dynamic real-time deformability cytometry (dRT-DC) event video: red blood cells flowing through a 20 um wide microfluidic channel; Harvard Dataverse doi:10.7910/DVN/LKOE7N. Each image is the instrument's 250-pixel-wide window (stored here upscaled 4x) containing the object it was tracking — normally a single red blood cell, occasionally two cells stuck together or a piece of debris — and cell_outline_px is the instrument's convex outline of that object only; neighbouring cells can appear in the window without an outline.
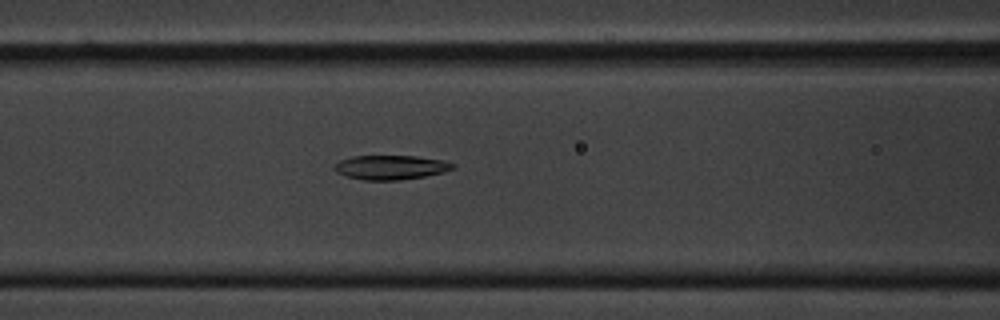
{"species": "common noctule bat (a hibernating species)", "species_latin": "Nyctalus noctula", "temperature_condition": "cold", "stored_images_in_passage": 39, "camera_frame_rate_fps": 3000, "um_per_image_px": 0.085, "animal": {"sex": "male", "body_mass_g": 20.1, "forearm_length_mm": 53.5}, "frame": {"image": 1, "passage_image": 10, "time_ms": 3.0, "image_size_px": [1000, 320], "cell_outline_px": [[456, 168], [444, 172], [424, 176], [400, 180], [364, 180], [348, 176], [336, 172], [332, 168], [340, 160], [352, 156], [416, 156], [440, 160], [456, 164]], "centroid_in_image_um": [33.22, 14.22], "position_along_channel_um": 133.4, "area_um2": 16.7}}
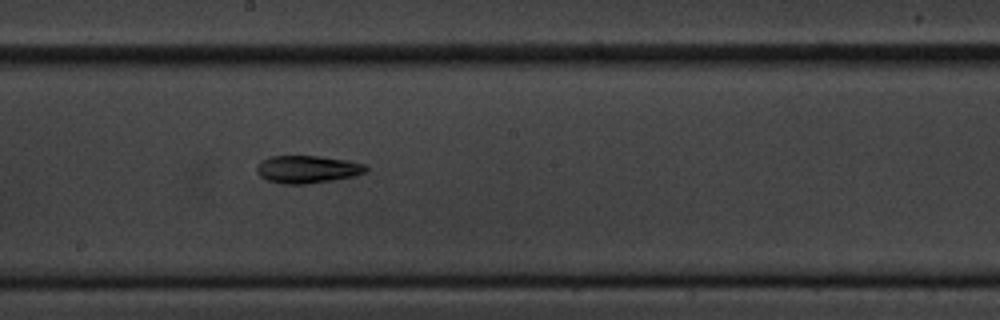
{"frame": {"image": 2, "passage_image": 18, "time_ms": 5.667, "image_size_px": [1000, 320], "cell_outline_px": [[368, 168], [364, 172], [352, 176], [332, 180], [304, 184], [284, 184], [268, 180], [260, 176], [256, 172], [256, 164], [260, 160], [272, 156], [320, 156], [348, 160], [364, 164]], "centroid_in_image_um": [26.07, 14.38], "position_along_channel_um": 222.1, "area_um2": 17.51}}
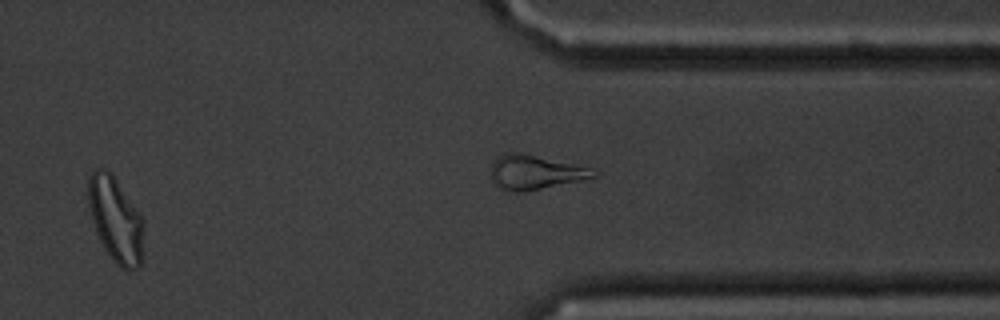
{"frame": {"image": 3, "passage_image": 31, "time_ms": 10.0, "image_size_px": [1000, 320], "cell_outline_px": [[144, 224], [140, 268], [128, 272], [120, 268], [116, 264], [104, 248], [96, 232], [92, 220], [88, 204], [88, 180], [92, 172], [96, 168], [104, 168], [112, 172], [140, 216]], "centroid_in_image_um": [9.82, 18.69], "position_along_channel_um": 401.6, "area_um2": 27.4}, "authors_computed_cell_mechanics": {"area_um2": 16.9932, "velocity_mm_per_s": 3.3318, "shape_relaxation_time_tau1_ms": 4.8557, "shape_relaxation_time_tau2_ms": null, "deformation_change_tau1": 0.1521, "deformation_change_tau2": null}}